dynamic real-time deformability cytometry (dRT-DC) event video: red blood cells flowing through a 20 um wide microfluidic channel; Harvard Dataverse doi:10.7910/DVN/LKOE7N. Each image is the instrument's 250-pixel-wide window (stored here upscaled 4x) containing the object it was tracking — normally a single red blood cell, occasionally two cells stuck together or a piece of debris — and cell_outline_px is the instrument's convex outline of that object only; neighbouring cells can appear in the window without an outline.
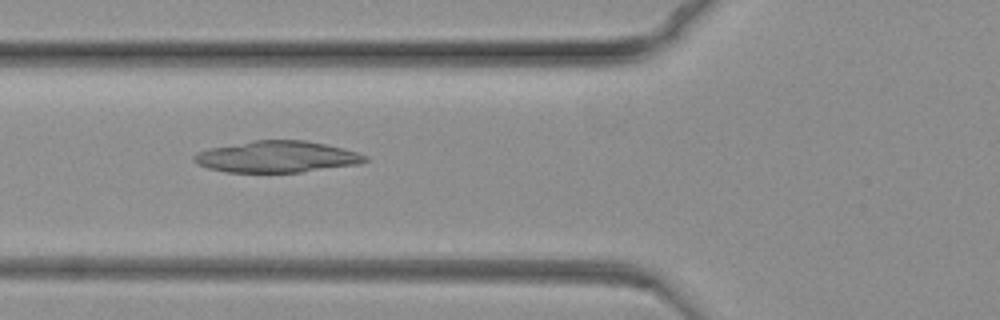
{"species": "common noctule bat (a hibernating species)", "species_latin": "Nyctalus noctula", "temperature_condition": "warm", "stored_images_in_passage": 56, "camera_frame_rate_fps": 3000, "um_per_image_px": 0.085, "animal": {"sex": "female", "body_mass_g": 19.3, "forearm_length_mm": 54.1}, "frame": {"image": 1, "passage_image": 7, "time_ms": 2.0, "image_size_px": [1000, 320], "cell_outline_px": [[368, 160], [360, 164], [300, 172], [224, 172], [208, 168], [196, 164], [192, 160], [192, 156], [196, 152], [208, 148], [252, 140], [304, 140], [344, 148], [368, 156]], "centroid_in_image_um": [23.49, 13.32], "position_along_channel_um": 102.3, "area_um2": 31.56}}
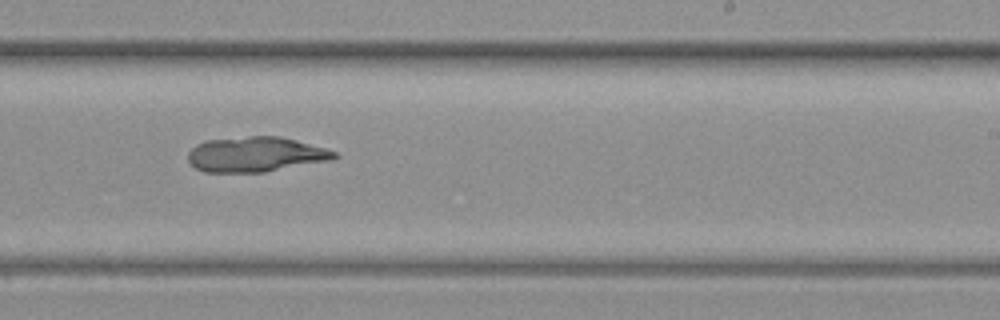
{"frame": {"image": 2, "passage_image": 26, "time_ms": 8.333, "image_size_px": [1000, 320], "cell_outline_px": [[340, 156], [332, 160], [264, 172], [204, 172], [196, 168], [188, 160], [188, 152], [196, 144], [208, 140], [248, 136], [280, 136], [296, 140], [324, 148], [336, 152]], "centroid_in_image_um": [21.74, 13.12], "position_along_channel_um": 267.3, "area_um2": 29.82}}
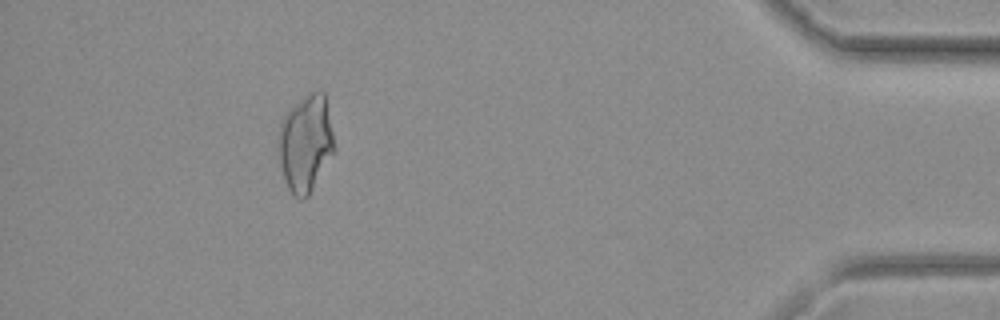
{"frame": {"image": 3, "passage_image": 49, "time_ms": 16.0, "image_size_px": [1000, 320], "cell_outline_px": [[332, 152], [308, 196], [300, 200], [292, 196], [284, 180], [276, 148], [276, 140], [280, 124], [288, 108], [308, 92], [324, 92], [332, 132]], "centroid_in_image_um": [25.88, 12.17], "position_along_channel_um": 409.3, "area_um2": 31.33}}